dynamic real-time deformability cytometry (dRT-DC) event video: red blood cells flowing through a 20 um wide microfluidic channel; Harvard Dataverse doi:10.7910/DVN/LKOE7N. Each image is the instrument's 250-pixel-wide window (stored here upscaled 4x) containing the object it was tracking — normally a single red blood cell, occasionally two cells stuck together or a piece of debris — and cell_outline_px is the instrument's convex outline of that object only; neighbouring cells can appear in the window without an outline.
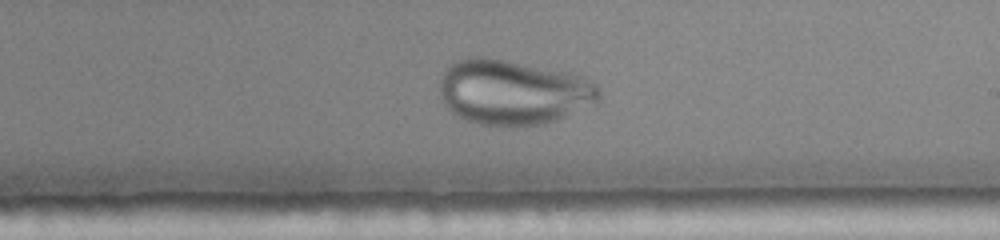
{"species": "human", "species_latin": "Homo sapiens", "temperature_condition": "warm", "stored_images_in_passage": 18, "camera_frame_rate_fps": 3000, "um_per_image_px": 0.085, "donor": {"sex": "female"}, "frame": {"image": 1, "passage_image": 16, "time_ms": 5.0, "image_size_px": [1000, 240], "cell_outline_px": [[600, 96], [596, 100], [556, 120], [544, 124], [516, 128], [512, 128], [480, 124], [464, 120], [452, 112], [444, 104], [440, 92], [440, 80], [444, 68], [448, 64], [456, 60], [468, 56], [488, 56], [568, 72], [584, 76], [596, 84], [600, 88]], "centroid_in_image_um": [43.55, 7.82], "position_along_channel_um": 245.5, "area_um2": 61.04}}